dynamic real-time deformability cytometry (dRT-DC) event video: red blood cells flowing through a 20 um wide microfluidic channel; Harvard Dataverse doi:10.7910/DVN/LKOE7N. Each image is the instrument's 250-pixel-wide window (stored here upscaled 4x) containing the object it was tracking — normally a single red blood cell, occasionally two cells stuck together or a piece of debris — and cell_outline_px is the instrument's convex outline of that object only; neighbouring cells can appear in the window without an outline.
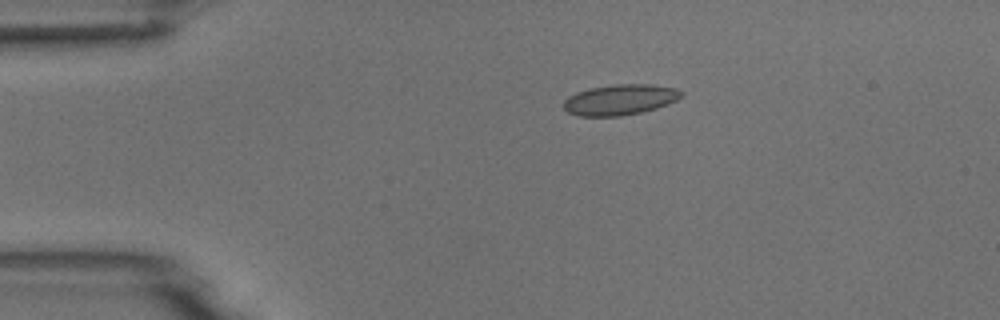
{"species": "common noctule bat (a hibernating species)", "species_latin": "Nyctalus noctula", "temperature_condition": "room temperature", "stored_images_in_passage": 5, "camera_frame_rate_fps": 3000, "um_per_image_px": 0.085, "animal": {"sex": "male", "body_mass_g": 18.8}, "frame": {"image": 1, "passage_image": 5, "time_ms": 4.667, "image_size_px": [1000, 320], "cell_outline_px": [[684, 92], [676, 100], [668, 104], [656, 108], [640, 112], [620, 116], [576, 116], [568, 112], [564, 108], [564, 100], [568, 96], [576, 92], [592, 88], [616, 84], [652, 84], [676, 88]], "centroid_in_image_um": [52.69, 8.47], "position_along_channel_um": 32.3, "area_um2": 20.92}}